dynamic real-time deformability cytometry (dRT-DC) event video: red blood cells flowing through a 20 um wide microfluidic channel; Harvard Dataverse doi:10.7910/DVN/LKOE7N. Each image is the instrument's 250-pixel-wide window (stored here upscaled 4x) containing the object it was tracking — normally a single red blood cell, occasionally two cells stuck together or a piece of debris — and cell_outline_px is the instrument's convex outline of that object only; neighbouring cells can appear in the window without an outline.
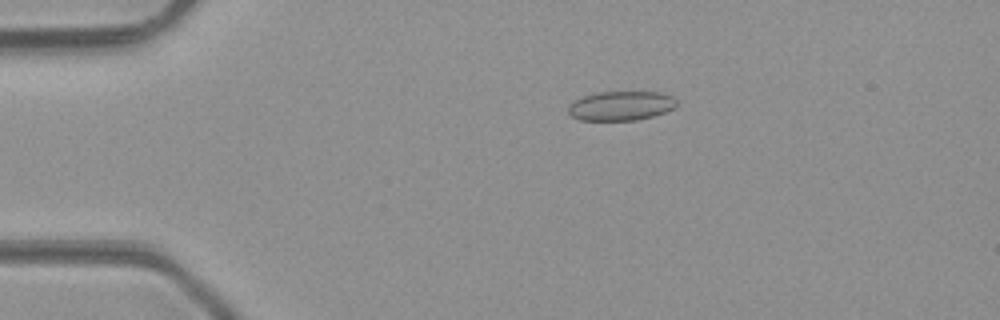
{"species": "common noctule bat (a hibernating species)", "species_latin": "Nyctalus noctula", "temperature_condition": "room temperature", "stored_images_in_passage": 45, "camera_frame_rate_fps": 3000, "um_per_image_px": 0.085, "animal": {"sex": "male", "body_mass_g": 23.1, "forearm_length_mm": 52.7}, "frame": {"image": 1, "passage_image": 6, "time_ms": 1.667, "image_size_px": [1000, 320], "cell_outline_px": [[676, 108], [652, 116], [636, 120], [580, 120], [572, 116], [568, 112], [568, 108], [572, 100], [584, 96], [600, 92], [660, 92], [672, 96], [676, 100]], "centroid_in_image_um": [52.78, 8.99], "position_along_channel_um": 32.2, "area_um2": 18.5}}
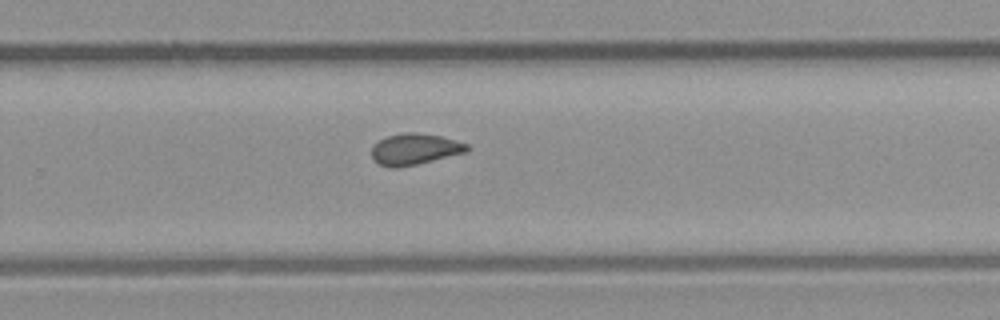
{"frame": {"image": 2, "passage_image": 28, "time_ms": 9.0, "image_size_px": [1000, 320], "cell_outline_px": [[468, 152], [400, 168], [388, 168], [380, 164], [372, 156], [372, 148], [380, 140], [388, 136], [404, 132], [416, 132], [440, 136], [468, 144]], "centroid_in_image_um": [35.27, 12.69], "position_along_channel_um": 294.5, "area_um2": 17.22}}
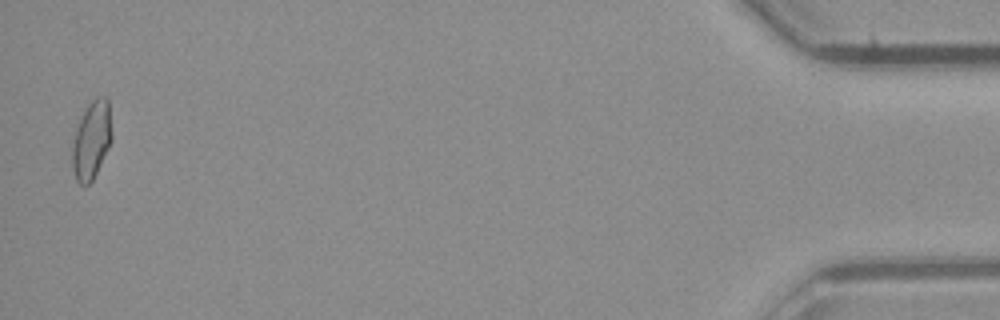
{"frame": {"image": 3, "passage_image": 44, "time_ms": 14.333, "image_size_px": [1000, 320], "cell_outline_px": [[112, 140], [92, 180], [88, 184], [80, 184], [76, 180], [72, 168], [72, 148], [76, 128], [88, 104], [96, 96], [108, 96], [112, 132]], "centroid_in_image_um": [7.79, 11.87], "position_along_channel_um": 427.4, "area_um2": 17.86}, "authors_computed_cell_mechanics": {"area_um2": 17.34, "velocity_mm_per_s": 4.2646, "shape_relaxation_time_tau1_ms": null, "shape_relaxation_time_tau2_ms": 1.6757, "deformation_change_tau1": null, "deformation_change_tau2": 0.0646}}